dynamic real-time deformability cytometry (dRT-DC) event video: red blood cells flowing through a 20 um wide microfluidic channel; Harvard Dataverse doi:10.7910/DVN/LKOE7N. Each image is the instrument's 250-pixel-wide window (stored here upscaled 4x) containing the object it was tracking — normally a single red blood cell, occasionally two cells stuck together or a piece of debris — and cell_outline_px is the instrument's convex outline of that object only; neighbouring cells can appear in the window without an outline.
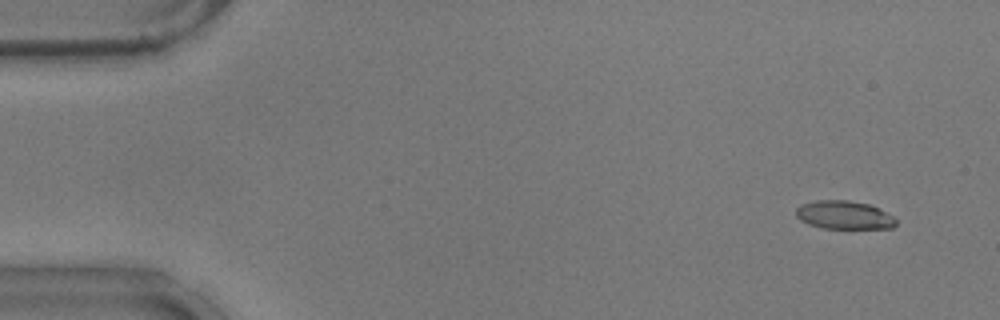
{"species": "common noctule bat (a hibernating species)", "species_latin": "Nyctalus noctula", "temperature_condition": "warm", "stored_images_in_passage": 52, "camera_frame_rate_fps": 3000, "um_per_image_px": 0.085, "animal": {"sex": "male", "body_mass_g": 17.9}, "frame": {"image": 1, "passage_image": 4, "time_ms": 1.0, "image_size_px": [1000, 320], "cell_outline_px": [[896, 224], [892, 228], [820, 228], [808, 224], [800, 220], [796, 216], [796, 208], [800, 204], [816, 200], [848, 200], [872, 204], [892, 216], [896, 220]], "centroid_in_image_um": [71.72, 18.26], "position_along_channel_um": 13.3, "area_um2": 16.65}}
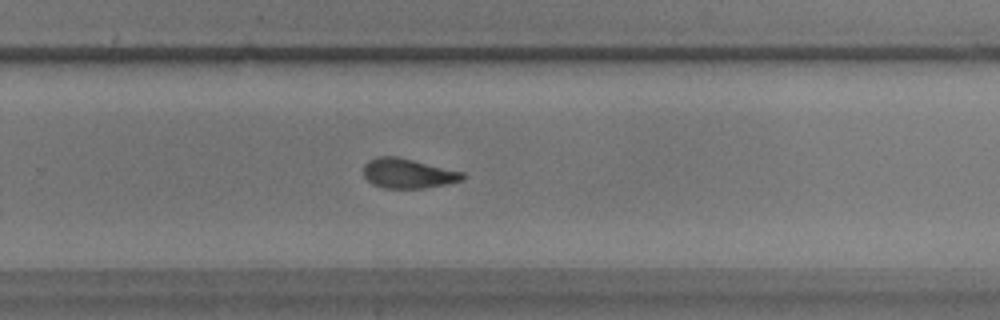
{"frame": {"image": 2, "passage_image": 36, "time_ms": 11.667, "image_size_px": [1000, 320], "cell_outline_px": [[464, 176], [460, 180], [448, 184], [424, 188], [380, 188], [372, 184], [364, 176], [364, 164], [368, 160], [376, 156], [396, 156], [464, 172]], "centroid_in_image_um": [34.64, 14.74], "position_along_channel_um": 295.2, "area_um2": 17.17}}
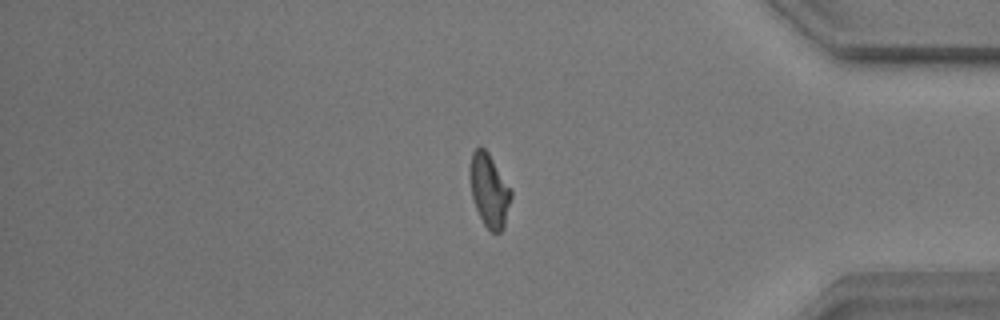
{"frame": {"image": 3, "passage_image": 46, "time_ms": 15.0, "image_size_px": [1000, 320], "cell_outline_px": [[512, 196], [504, 228], [500, 232], [492, 232], [484, 224], [476, 208], [472, 196], [468, 168], [472, 152], [480, 144], [488, 152], [512, 188]], "centroid_in_image_um": [41.59, 16.14], "position_along_channel_um": 393.6, "area_um2": 17.86}, "authors_computed_cell_mechanics": {"area_um2": 17.5712, "velocity_mm_per_s": 3.7356, "shape_relaxation_time_tau1_ms": 4.9271, "shape_relaxation_time_tau2_ms": 1.7661, "deformation_change_tau1": 0.1745, "deformation_change_tau2": 0.0605}}